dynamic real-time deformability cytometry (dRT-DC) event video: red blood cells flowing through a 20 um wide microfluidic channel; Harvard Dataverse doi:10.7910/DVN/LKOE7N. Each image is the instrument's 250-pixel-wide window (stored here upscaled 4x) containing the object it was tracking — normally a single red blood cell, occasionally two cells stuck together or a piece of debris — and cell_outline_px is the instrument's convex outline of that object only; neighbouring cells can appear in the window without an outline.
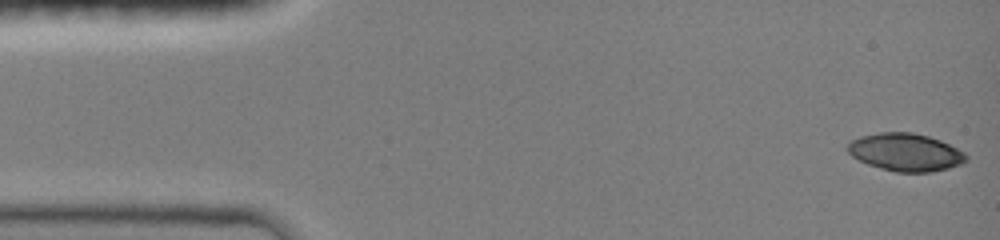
{"species": "common noctule bat (a hibernating species)", "species_latin": "Nyctalus noctula", "temperature_condition": "room temperature", "stored_images_in_passage": 18, "camera_frame_rate_fps": 3000, "um_per_image_px": 0.085, "animal": {"sex": "female", "body_mass_g": 19.0, "forearm_length_mm": 51.5}, "frame": {"image": 1, "passage_image": 1, "time_ms": 0.0, "image_size_px": [1000, 240], "cell_outline_px": [[968, 160], [960, 164], [948, 168], [932, 172], [896, 172], [880, 168], [868, 164], [852, 156], [844, 148], [852, 140], [860, 136], [880, 132], [912, 132], [928, 136], [940, 140], [964, 152], [968, 156]], "centroid_in_image_um": [76.96, 12.94], "position_along_channel_um": 8.0, "area_um2": 26.07}}
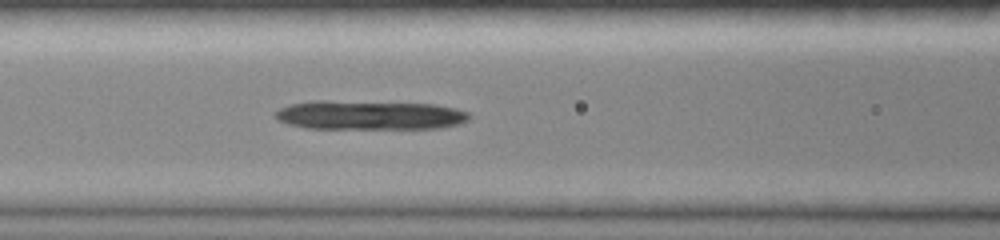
{"frame": {"image": 2, "passage_image": 15, "time_ms": 6.0, "image_size_px": [1000, 240], "cell_outline_px": [[472, 116], [468, 120], [460, 124], [440, 128], [304, 128], [288, 124], [280, 120], [276, 116], [276, 112], [280, 108], [288, 104], [316, 100], [324, 100], [436, 104], [456, 108], [468, 112]], "centroid_in_image_um": [31.45, 9.77], "position_along_channel_um": 135.2, "area_um2": 33.06}}
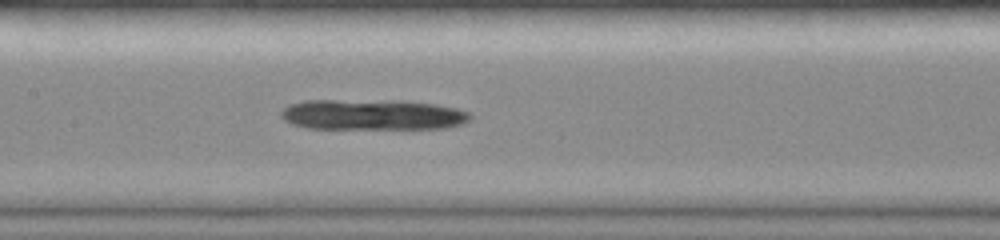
{"frame": {"image": 3, "passage_image": 18, "time_ms": 7.0, "image_size_px": [1000, 240], "cell_outline_px": [[472, 116], [464, 124], [444, 128], [308, 128], [292, 124], [284, 120], [280, 116], [280, 112], [288, 104], [304, 100], [400, 100], [436, 104], [456, 108], [468, 112]], "centroid_in_image_um": [31.64, 9.73], "position_along_channel_um": 175.8, "area_um2": 33.87}}